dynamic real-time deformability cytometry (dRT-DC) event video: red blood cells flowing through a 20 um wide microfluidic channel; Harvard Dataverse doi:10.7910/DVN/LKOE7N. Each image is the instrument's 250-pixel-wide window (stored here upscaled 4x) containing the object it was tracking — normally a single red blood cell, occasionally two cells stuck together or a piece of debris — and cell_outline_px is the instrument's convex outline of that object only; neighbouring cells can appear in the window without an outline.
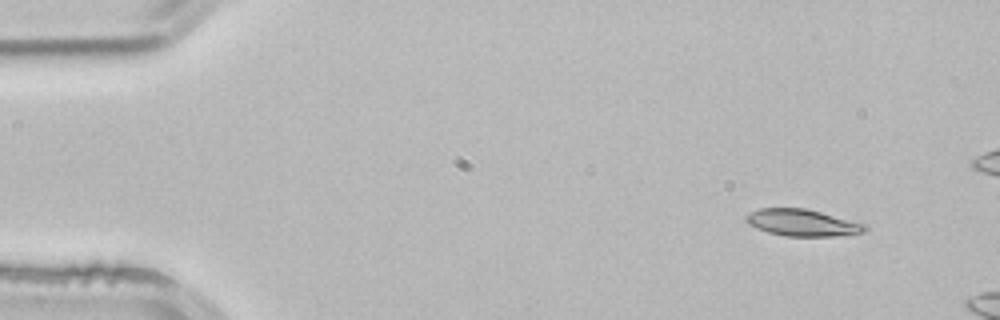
{"species": "common noctule bat (a hibernating species)", "species_latin": "Nyctalus noctula", "temperature_condition": "room temperature", "stored_images_in_passage": 13, "camera_frame_rate_fps": 3000, "um_per_image_px": 0.085, "animal": {"sex": "male", "body_mass_g": 21.5, "forearm_length_mm": 52.0}, "frame": {"image": 1, "passage_image": 3, "time_ms": 0.667, "image_size_px": [1000, 320], "cell_outline_px": [[868, 228], [864, 232], [836, 236], [784, 236], [768, 232], [756, 228], [748, 224], [744, 220], [744, 216], [748, 212], [760, 208], [804, 208], [868, 224]], "centroid_in_image_um": [68.17, 18.93], "position_along_channel_um": 16.8, "area_um2": 18.73}}